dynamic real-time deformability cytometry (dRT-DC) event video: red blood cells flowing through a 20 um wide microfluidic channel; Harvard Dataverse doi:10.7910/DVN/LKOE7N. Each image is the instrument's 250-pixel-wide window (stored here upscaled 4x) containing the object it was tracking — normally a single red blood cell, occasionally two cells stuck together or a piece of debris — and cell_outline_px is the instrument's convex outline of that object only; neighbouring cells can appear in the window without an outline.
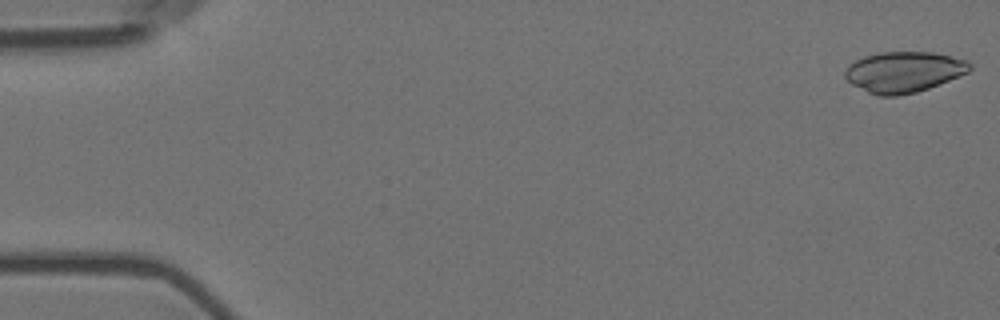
{"species": "Egyptian fruit bat (a non-hibernating species)", "species_latin": "Rousettus aegyptiacus", "temperature_condition": "room temperature", "stored_images_in_passage": 28, "camera_frame_rate_fps": 3000, "um_per_image_px": 0.085, "animal": {"sex": "female"}, "frame": {"image": 1, "passage_image": 1, "time_ms": 0.0, "image_size_px": [1000, 320], "cell_outline_px": [[972, 68], [968, 72], [928, 88], [916, 92], [896, 96], [876, 96], [852, 84], [844, 76], [844, 72], [856, 60], [864, 56], [880, 52], [932, 52], [952, 56], [968, 60], [972, 64]], "centroid_in_image_um": [76.84, 6.11], "position_along_channel_um": 8.2, "area_um2": 29.48}}
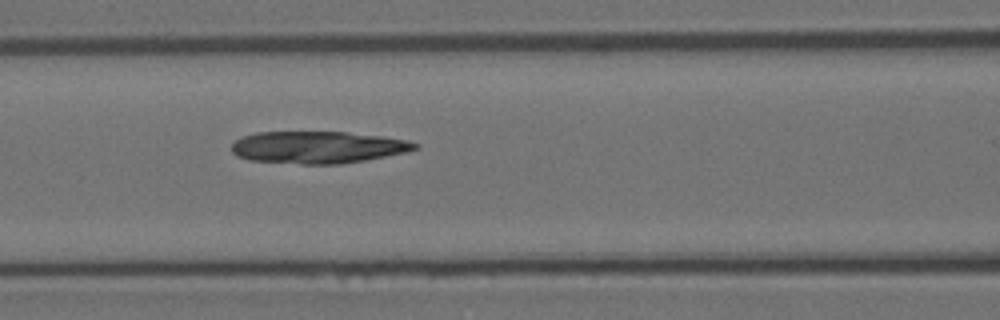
{"frame": {"image": 2, "passage_image": 24, "time_ms": 7.667, "image_size_px": [1000, 320], "cell_outline_px": [[420, 148], [408, 152], [364, 160], [340, 164], [300, 164], [248, 160], [236, 156], [232, 152], [232, 144], [236, 140], [244, 136], [256, 132], [344, 132], [380, 136], [408, 140], [420, 144]], "centroid_in_image_um": [27.03, 12.52], "position_along_channel_um": 139.6, "area_um2": 34.39}}
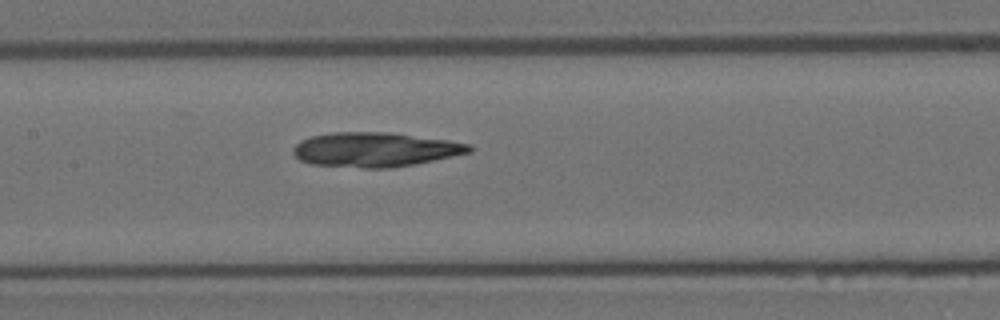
{"frame": {"image": 3, "passage_image": 27, "time_ms": 8.667, "image_size_px": [1000, 320], "cell_outline_px": [[472, 152], [416, 164], [388, 168], [360, 168], [312, 164], [300, 160], [292, 152], [292, 148], [300, 140], [312, 136], [332, 132], [388, 132], [448, 140], [472, 144]], "centroid_in_image_um": [31.88, 12.71], "position_along_channel_um": 175.5, "area_um2": 35.49}}